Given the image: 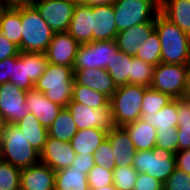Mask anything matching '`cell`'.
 <instances>
[{"label": "cell", "instance_id": "6da1fadb", "mask_svg": "<svg viewBox=\"0 0 190 190\" xmlns=\"http://www.w3.org/2000/svg\"><path fill=\"white\" fill-rule=\"evenodd\" d=\"M155 31L161 44V63L187 64L190 61V35L159 12Z\"/></svg>", "mask_w": 190, "mask_h": 190}, {"label": "cell", "instance_id": "7a4b0ae2", "mask_svg": "<svg viewBox=\"0 0 190 190\" xmlns=\"http://www.w3.org/2000/svg\"><path fill=\"white\" fill-rule=\"evenodd\" d=\"M0 159L19 169L40 162V153L28 142L16 124H7L0 137Z\"/></svg>", "mask_w": 190, "mask_h": 190}, {"label": "cell", "instance_id": "3957f363", "mask_svg": "<svg viewBox=\"0 0 190 190\" xmlns=\"http://www.w3.org/2000/svg\"><path fill=\"white\" fill-rule=\"evenodd\" d=\"M21 52L45 53L55 32L32 4L21 5Z\"/></svg>", "mask_w": 190, "mask_h": 190}, {"label": "cell", "instance_id": "277c9868", "mask_svg": "<svg viewBox=\"0 0 190 190\" xmlns=\"http://www.w3.org/2000/svg\"><path fill=\"white\" fill-rule=\"evenodd\" d=\"M73 84V67L48 63L34 87L44 93L50 101L64 108L71 101Z\"/></svg>", "mask_w": 190, "mask_h": 190}, {"label": "cell", "instance_id": "5b68a950", "mask_svg": "<svg viewBox=\"0 0 190 190\" xmlns=\"http://www.w3.org/2000/svg\"><path fill=\"white\" fill-rule=\"evenodd\" d=\"M147 87L126 84L117 87L110 98V107L114 125L124 127L141 118V106Z\"/></svg>", "mask_w": 190, "mask_h": 190}, {"label": "cell", "instance_id": "8992f818", "mask_svg": "<svg viewBox=\"0 0 190 190\" xmlns=\"http://www.w3.org/2000/svg\"><path fill=\"white\" fill-rule=\"evenodd\" d=\"M118 33L132 26L154 21L160 0H115L113 3Z\"/></svg>", "mask_w": 190, "mask_h": 190}, {"label": "cell", "instance_id": "52a82bcc", "mask_svg": "<svg viewBox=\"0 0 190 190\" xmlns=\"http://www.w3.org/2000/svg\"><path fill=\"white\" fill-rule=\"evenodd\" d=\"M132 166L138 173H146L164 183L176 168L175 153L160 147L136 151Z\"/></svg>", "mask_w": 190, "mask_h": 190}, {"label": "cell", "instance_id": "ba28073f", "mask_svg": "<svg viewBox=\"0 0 190 190\" xmlns=\"http://www.w3.org/2000/svg\"><path fill=\"white\" fill-rule=\"evenodd\" d=\"M187 86L186 64L159 63L154 67L150 87L173 99L184 98Z\"/></svg>", "mask_w": 190, "mask_h": 190}, {"label": "cell", "instance_id": "9c48e42d", "mask_svg": "<svg viewBox=\"0 0 190 190\" xmlns=\"http://www.w3.org/2000/svg\"><path fill=\"white\" fill-rule=\"evenodd\" d=\"M117 50L115 40L92 41L79 45L73 69H106Z\"/></svg>", "mask_w": 190, "mask_h": 190}, {"label": "cell", "instance_id": "30bf717a", "mask_svg": "<svg viewBox=\"0 0 190 190\" xmlns=\"http://www.w3.org/2000/svg\"><path fill=\"white\" fill-rule=\"evenodd\" d=\"M31 4L56 33L68 30L77 3L74 0H35Z\"/></svg>", "mask_w": 190, "mask_h": 190}, {"label": "cell", "instance_id": "8fae6325", "mask_svg": "<svg viewBox=\"0 0 190 190\" xmlns=\"http://www.w3.org/2000/svg\"><path fill=\"white\" fill-rule=\"evenodd\" d=\"M77 129L100 128L109 131L115 127L111 107L92 109L78 102L70 101L67 104Z\"/></svg>", "mask_w": 190, "mask_h": 190}, {"label": "cell", "instance_id": "7c38bea8", "mask_svg": "<svg viewBox=\"0 0 190 190\" xmlns=\"http://www.w3.org/2000/svg\"><path fill=\"white\" fill-rule=\"evenodd\" d=\"M27 92L8 81L0 85V112L7 124H16L28 113L25 99Z\"/></svg>", "mask_w": 190, "mask_h": 190}, {"label": "cell", "instance_id": "4fadbf2b", "mask_svg": "<svg viewBox=\"0 0 190 190\" xmlns=\"http://www.w3.org/2000/svg\"><path fill=\"white\" fill-rule=\"evenodd\" d=\"M75 155L70 142H62L48 136L43 150L40 152V162L56 172L71 166Z\"/></svg>", "mask_w": 190, "mask_h": 190}, {"label": "cell", "instance_id": "5bb4252c", "mask_svg": "<svg viewBox=\"0 0 190 190\" xmlns=\"http://www.w3.org/2000/svg\"><path fill=\"white\" fill-rule=\"evenodd\" d=\"M80 44L67 32H56L45 55L48 63L73 67Z\"/></svg>", "mask_w": 190, "mask_h": 190}, {"label": "cell", "instance_id": "9a60e30c", "mask_svg": "<svg viewBox=\"0 0 190 190\" xmlns=\"http://www.w3.org/2000/svg\"><path fill=\"white\" fill-rule=\"evenodd\" d=\"M25 104L28 111L47 129L52 125L63 108L50 101L44 93L35 87L27 92Z\"/></svg>", "mask_w": 190, "mask_h": 190}, {"label": "cell", "instance_id": "2e32d148", "mask_svg": "<svg viewBox=\"0 0 190 190\" xmlns=\"http://www.w3.org/2000/svg\"><path fill=\"white\" fill-rule=\"evenodd\" d=\"M154 31L155 20L141 23L123 30L119 32L115 38L117 48L130 56H135L139 51L140 46L145 44V41Z\"/></svg>", "mask_w": 190, "mask_h": 190}, {"label": "cell", "instance_id": "e0dca14e", "mask_svg": "<svg viewBox=\"0 0 190 190\" xmlns=\"http://www.w3.org/2000/svg\"><path fill=\"white\" fill-rule=\"evenodd\" d=\"M113 4L92 6V41L115 40L118 31Z\"/></svg>", "mask_w": 190, "mask_h": 190}, {"label": "cell", "instance_id": "ac0fdd59", "mask_svg": "<svg viewBox=\"0 0 190 190\" xmlns=\"http://www.w3.org/2000/svg\"><path fill=\"white\" fill-rule=\"evenodd\" d=\"M20 190H55V171L41 162L22 169Z\"/></svg>", "mask_w": 190, "mask_h": 190}, {"label": "cell", "instance_id": "d6986e66", "mask_svg": "<svg viewBox=\"0 0 190 190\" xmlns=\"http://www.w3.org/2000/svg\"><path fill=\"white\" fill-rule=\"evenodd\" d=\"M107 139L113 151L116 167L132 166L137 150L127 130L115 126L108 131Z\"/></svg>", "mask_w": 190, "mask_h": 190}, {"label": "cell", "instance_id": "ffe728a7", "mask_svg": "<svg viewBox=\"0 0 190 190\" xmlns=\"http://www.w3.org/2000/svg\"><path fill=\"white\" fill-rule=\"evenodd\" d=\"M74 82L98 91L109 99L117 87L106 69H73Z\"/></svg>", "mask_w": 190, "mask_h": 190}, {"label": "cell", "instance_id": "44dd1931", "mask_svg": "<svg viewBox=\"0 0 190 190\" xmlns=\"http://www.w3.org/2000/svg\"><path fill=\"white\" fill-rule=\"evenodd\" d=\"M67 32L80 45L92 42V6L76 4Z\"/></svg>", "mask_w": 190, "mask_h": 190}, {"label": "cell", "instance_id": "7402d4cb", "mask_svg": "<svg viewBox=\"0 0 190 190\" xmlns=\"http://www.w3.org/2000/svg\"><path fill=\"white\" fill-rule=\"evenodd\" d=\"M108 131L100 128L80 129L70 140L76 154H94L97 147L106 140Z\"/></svg>", "mask_w": 190, "mask_h": 190}, {"label": "cell", "instance_id": "603a6c76", "mask_svg": "<svg viewBox=\"0 0 190 190\" xmlns=\"http://www.w3.org/2000/svg\"><path fill=\"white\" fill-rule=\"evenodd\" d=\"M160 12L190 35V0H160Z\"/></svg>", "mask_w": 190, "mask_h": 190}, {"label": "cell", "instance_id": "cb8c5ba5", "mask_svg": "<svg viewBox=\"0 0 190 190\" xmlns=\"http://www.w3.org/2000/svg\"><path fill=\"white\" fill-rule=\"evenodd\" d=\"M124 128L129 133L137 151L153 149L156 146L157 130L141 118Z\"/></svg>", "mask_w": 190, "mask_h": 190}, {"label": "cell", "instance_id": "d4e9b609", "mask_svg": "<svg viewBox=\"0 0 190 190\" xmlns=\"http://www.w3.org/2000/svg\"><path fill=\"white\" fill-rule=\"evenodd\" d=\"M21 5L5 8L0 16V32L20 50L21 44Z\"/></svg>", "mask_w": 190, "mask_h": 190}, {"label": "cell", "instance_id": "484cf974", "mask_svg": "<svg viewBox=\"0 0 190 190\" xmlns=\"http://www.w3.org/2000/svg\"><path fill=\"white\" fill-rule=\"evenodd\" d=\"M29 144L39 153L43 150L48 137V130L29 112L22 120L16 123Z\"/></svg>", "mask_w": 190, "mask_h": 190}, {"label": "cell", "instance_id": "4316f807", "mask_svg": "<svg viewBox=\"0 0 190 190\" xmlns=\"http://www.w3.org/2000/svg\"><path fill=\"white\" fill-rule=\"evenodd\" d=\"M133 56H130L120 50L115 52L111 61L106 67L107 72L113 79L116 87L131 84V61Z\"/></svg>", "mask_w": 190, "mask_h": 190}, {"label": "cell", "instance_id": "83f0119b", "mask_svg": "<svg viewBox=\"0 0 190 190\" xmlns=\"http://www.w3.org/2000/svg\"><path fill=\"white\" fill-rule=\"evenodd\" d=\"M55 190H90L87 174L72 165L56 171Z\"/></svg>", "mask_w": 190, "mask_h": 190}, {"label": "cell", "instance_id": "f1b7e54d", "mask_svg": "<svg viewBox=\"0 0 190 190\" xmlns=\"http://www.w3.org/2000/svg\"><path fill=\"white\" fill-rule=\"evenodd\" d=\"M141 119L156 128L157 131L177 130V99H173L154 115H143Z\"/></svg>", "mask_w": 190, "mask_h": 190}, {"label": "cell", "instance_id": "f546056e", "mask_svg": "<svg viewBox=\"0 0 190 190\" xmlns=\"http://www.w3.org/2000/svg\"><path fill=\"white\" fill-rule=\"evenodd\" d=\"M48 136L62 142H70L77 133V126L67 107L62 108L52 125L47 129Z\"/></svg>", "mask_w": 190, "mask_h": 190}, {"label": "cell", "instance_id": "4dcf8cb0", "mask_svg": "<svg viewBox=\"0 0 190 190\" xmlns=\"http://www.w3.org/2000/svg\"><path fill=\"white\" fill-rule=\"evenodd\" d=\"M177 135L178 151L190 149V102L188 99H177Z\"/></svg>", "mask_w": 190, "mask_h": 190}, {"label": "cell", "instance_id": "1f68e13d", "mask_svg": "<svg viewBox=\"0 0 190 190\" xmlns=\"http://www.w3.org/2000/svg\"><path fill=\"white\" fill-rule=\"evenodd\" d=\"M71 100L91 107L92 109L110 107V99L107 96L75 82L73 84Z\"/></svg>", "mask_w": 190, "mask_h": 190}, {"label": "cell", "instance_id": "d6a6232c", "mask_svg": "<svg viewBox=\"0 0 190 190\" xmlns=\"http://www.w3.org/2000/svg\"><path fill=\"white\" fill-rule=\"evenodd\" d=\"M172 100L173 98L169 95L159 92L152 87H147L142 100L141 117L143 115H154V113H157Z\"/></svg>", "mask_w": 190, "mask_h": 190}, {"label": "cell", "instance_id": "836d02e7", "mask_svg": "<svg viewBox=\"0 0 190 190\" xmlns=\"http://www.w3.org/2000/svg\"><path fill=\"white\" fill-rule=\"evenodd\" d=\"M135 57L142 59L146 63H149L153 66L161 63V44L156 31H154L152 35L145 41L143 46H140V49L136 53Z\"/></svg>", "mask_w": 190, "mask_h": 190}, {"label": "cell", "instance_id": "e575fe53", "mask_svg": "<svg viewBox=\"0 0 190 190\" xmlns=\"http://www.w3.org/2000/svg\"><path fill=\"white\" fill-rule=\"evenodd\" d=\"M154 67L142 59L133 56L131 61V84L150 87Z\"/></svg>", "mask_w": 190, "mask_h": 190}, {"label": "cell", "instance_id": "d590c367", "mask_svg": "<svg viewBox=\"0 0 190 190\" xmlns=\"http://www.w3.org/2000/svg\"><path fill=\"white\" fill-rule=\"evenodd\" d=\"M21 169L0 159V190H20Z\"/></svg>", "mask_w": 190, "mask_h": 190}, {"label": "cell", "instance_id": "8d00e7d4", "mask_svg": "<svg viewBox=\"0 0 190 190\" xmlns=\"http://www.w3.org/2000/svg\"><path fill=\"white\" fill-rule=\"evenodd\" d=\"M24 63H27L28 78L35 84L45 72L48 61L45 53L24 52Z\"/></svg>", "mask_w": 190, "mask_h": 190}, {"label": "cell", "instance_id": "74e56055", "mask_svg": "<svg viewBox=\"0 0 190 190\" xmlns=\"http://www.w3.org/2000/svg\"><path fill=\"white\" fill-rule=\"evenodd\" d=\"M10 82L26 92L34 88L35 84L28 78L27 63H24V52L20 51L19 58L14 63Z\"/></svg>", "mask_w": 190, "mask_h": 190}, {"label": "cell", "instance_id": "f35d334b", "mask_svg": "<svg viewBox=\"0 0 190 190\" xmlns=\"http://www.w3.org/2000/svg\"><path fill=\"white\" fill-rule=\"evenodd\" d=\"M138 172L133 166L113 169V186L116 190H133Z\"/></svg>", "mask_w": 190, "mask_h": 190}, {"label": "cell", "instance_id": "ab89813d", "mask_svg": "<svg viewBox=\"0 0 190 190\" xmlns=\"http://www.w3.org/2000/svg\"><path fill=\"white\" fill-rule=\"evenodd\" d=\"M90 190L101 189L113 185V170L95 165L87 173Z\"/></svg>", "mask_w": 190, "mask_h": 190}, {"label": "cell", "instance_id": "60d3db41", "mask_svg": "<svg viewBox=\"0 0 190 190\" xmlns=\"http://www.w3.org/2000/svg\"><path fill=\"white\" fill-rule=\"evenodd\" d=\"M93 159L95 165L103 168L113 170L116 167L113 151L107 138L97 147V151L93 154Z\"/></svg>", "mask_w": 190, "mask_h": 190}, {"label": "cell", "instance_id": "b9f144b4", "mask_svg": "<svg viewBox=\"0 0 190 190\" xmlns=\"http://www.w3.org/2000/svg\"><path fill=\"white\" fill-rule=\"evenodd\" d=\"M163 190H190V174L175 168L163 183Z\"/></svg>", "mask_w": 190, "mask_h": 190}, {"label": "cell", "instance_id": "7bdbcfd3", "mask_svg": "<svg viewBox=\"0 0 190 190\" xmlns=\"http://www.w3.org/2000/svg\"><path fill=\"white\" fill-rule=\"evenodd\" d=\"M177 130L157 131L156 146L168 151L178 152V135Z\"/></svg>", "mask_w": 190, "mask_h": 190}, {"label": "cell", "instance_id": "ee69618b", "mask_svg": "<svg viewBox=\"0 0 190 190\" xmlns=\"http://www.w3.org/2000/svg\"><path fill=\"white\" fill-rule=\"evenodd\" d=\"M133 190H163V183L146 173H138Z\"/></svg>", "mask_w": 190, "mask_h": 190}, {"label": "cell", "instance_id": "f6af8a7d", "mask_svg": "<svg viewBox=\"0 0 190 190\" xmlns=\"http://www.w3.org/2000/svg\"><path fill=\"white\" fill-rule=\"evenodd\" d=\"M20 50L17 45L9 41L0 32V61L13 56H19Z\"/></svg>", "mask_w": 190, "mask_h": 190}, {"label": "cell", "instance_id": "bcb514c9", "mask_svg": "<svg viewBox=\"0 0 190 190\" xmlns=\"http://www.w3.org/2000/svg\"><path fill=\"white\" fill-rule=\"evenodd\" d=\"M72 166L81 170V173L87 174L95 166L93 155L76 154Z\"/></svg>", "mask_w": 190, "mask_h": 190}, {"label": "cell", "instance_id": "7dc6e473", "mask_svg": "<svg viewBox=\"0 0 190 190\" xmlns=\"http://www.w3.org/2000/svg\"><path fill=\"white\" fill-rule=\"evenodd\" d=\"M19 56H13L0 61V85L10 81L15 61Z\"/></svg>", "mask_w": 190, "mask_h": 190}, {"label": "cell", "instance_id": "c3c4849f", "mask_svg": "<svg viewBox=\"0 0 190 190\" xmlns=\"http://www.w3.org/2000/svg\"><path fill=\"white\" fill-rule=\"evenodd\" d=\"M176 168L190 174V149L175 153Z\"/></svg>", "mask_w": 190, "mask_h": 190}, {"label": "cell", "instance_id": "681fc988", "mask_svg": "<svg viewBox=\"0 0 190 190\" xmlns=\"http://www.w3.org/2000/svg\"><path fill=\"white\" fill-rule=\"evenodd\" d=\"M77 4H86L90 6L94 5H110L115 2V0H74Z\"/></svg>", "mask_w": 190, "mask_h": 190}, {"label": "cell", "instance_id": "f907efd6", "mask_svg": "<svg viewBox=\"0 0 190 190\" xmlns=\"http://www.w3.org/2000/svg\"><path fill=\"white\" fill-rule=\"evenodd\" d=\"M187 66V86L185 90V99H188L190 97V61L186 64Z\"/></svg>", "mask_w": 190, "mask_h": 190}, {"label": "cell", "instance_id": "816d5d0a", "mask_svg": "<svg viewBox=\"0 0 190 190\" xmlns=\"http://www.w3.org/2000/svg\"><path fill=\"white\" fill-rule=\"evenodd\" d=\"M10 6L31 4L28 0H5Z\"/></svg>", "mask_w": 190, "mask_h": 190}, {"label": "cell", "instance_id": "f5cc1de1", "mask_svg": "<svg viewBox=\"0 0 190 190\" xmlns=\"http://www.w3.org/2000/svg\"><path fill=\"white\" fill-rule=\"evenodd\" d=\"M6 125H7V122L4 118V116L2 115V113L0 112V137L5 129Z\"/></svg>", "mask_w": 190, "mask_h": 190}, {"label": "cell", "instance_id": "db71d44e", "mask_svg": "<svg viewBox=\"0 0 190 190\" xmlns=\"http://www.w3.org/2000/svg\"><path fill=\"white\" fill-rule=\"evenodd\" d=\"M96 190H116V188L113 185H110V186H106L104 188L96 189Z\"/></svg>", "mask_w": 190, "mask_h": 190}, {"label": "cell", "instance_id": "11a10c76", "mask_svg": "<svg viewBox=\"0 0 190 190\" xmlns=\"http://www.w3.org/2000/svg\"><path fill=\"white\" fill-rule=\"evenodd\" d=\"M0 5L4 6L5 8L11 7L5 0H0Z\"/></svg>", "mask_w": 190, "mask_h": 190}, {"label": "cell", "instance_id": "9f6ffc18", "mask_svg": "<svg viewBox=\"0 0 190 190\" xmlns=\"http://www.w3.org/2000/svg\"><path fill=\"white\" fill-rule=\"evenodd\" d=\"M5 9V7L4 6H2V5H0V16H1V13H2V11Z\"/></svg>", "mask_w": 190, "mask_h": 190}]
</instances>
